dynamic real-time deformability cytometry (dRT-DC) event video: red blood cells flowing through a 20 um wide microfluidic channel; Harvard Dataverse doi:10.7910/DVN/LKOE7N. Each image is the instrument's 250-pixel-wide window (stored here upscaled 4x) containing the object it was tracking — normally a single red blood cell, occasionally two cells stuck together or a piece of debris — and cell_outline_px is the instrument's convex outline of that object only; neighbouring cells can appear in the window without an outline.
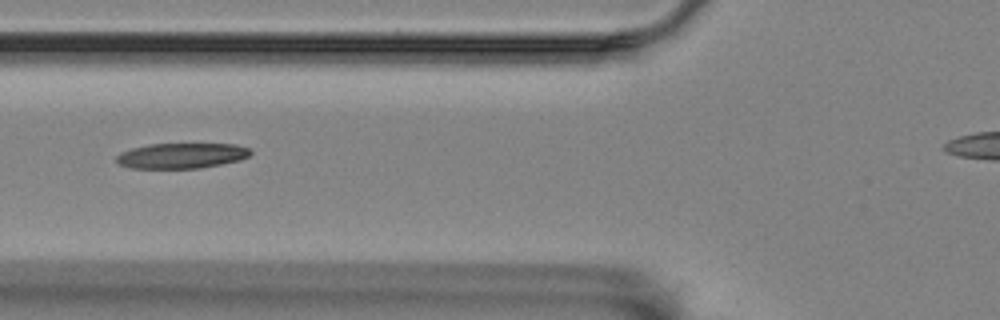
{"species": "Egyptian fruit bat (a non-hibernating species)", "species_latin": "Rousettus aegyptiacus", "temperature_condition": "room temperature", "stored_images_in_passage": 9, "segment_of_instrument_passage": [1, 2], "camera_frame_rate_fps": 3000, "um_per_image_px": 0.085, "animal": {"sex": "female"}, "frame": {"image": 1, "passage_image": 3, "time_ms": 0.667, "image_size_px": [1000, 320], "cell_outline_px": [[252, 152], [248, 156], [240, 160], [200, 168], [132, 168], [120, 164], [116, 160], [116, 156], [132, 148], [148, 144], [236, 144], [248, 148]], "centroid_in_image_um": [15.45, 13.23], "position_along_channel_um": 110.3, "area_um2": 19.59}}
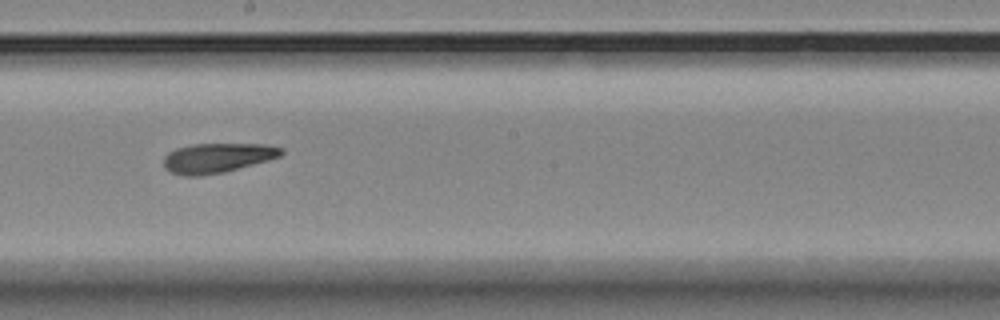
{"frame": {"image": 2, "passage_image": 6, "time_ms": 1.667, "image_size_px": [1000, 320], "cell_outline_px": [[284, 152], [280, 156], [268, 160], [224, 172], [200, 176], [180, 176], [164, 168], [164, 156], [168, 152], [176, 148], [192, 144], [264, 144], [284, 148]], "centroid_in_image_um": [18.45, 13.42], "position_along_channel_um": 229.8, "area_um2": 20.4}}
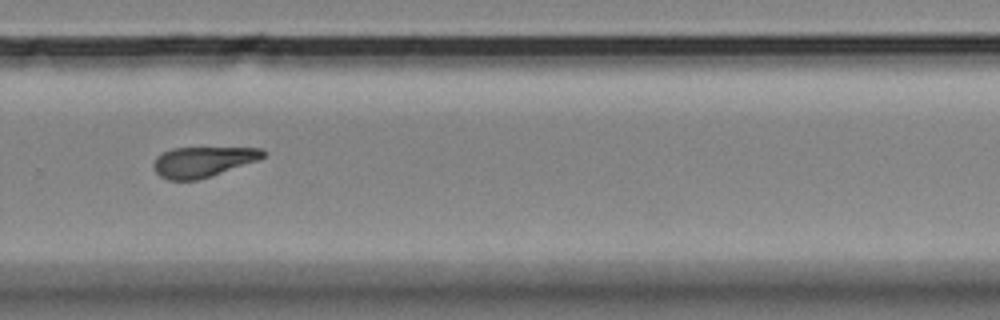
{"frame": {"image": 3, "passage_image": 8, "time_ms": 2.333, "image_size_px": [1000, 320], "cell_outline_px": [[264, 156], [256, 160], [212, 176], [196, 180], [168, 180], [160, 176], [156, 172], [152, 164], [156, 156], [160, 152], [172, 148], [264, 148]], "centroid_in_image_um": [17.17, 13.75], "position_along_channel_um": 312.6, "area_um2": 19.25}}